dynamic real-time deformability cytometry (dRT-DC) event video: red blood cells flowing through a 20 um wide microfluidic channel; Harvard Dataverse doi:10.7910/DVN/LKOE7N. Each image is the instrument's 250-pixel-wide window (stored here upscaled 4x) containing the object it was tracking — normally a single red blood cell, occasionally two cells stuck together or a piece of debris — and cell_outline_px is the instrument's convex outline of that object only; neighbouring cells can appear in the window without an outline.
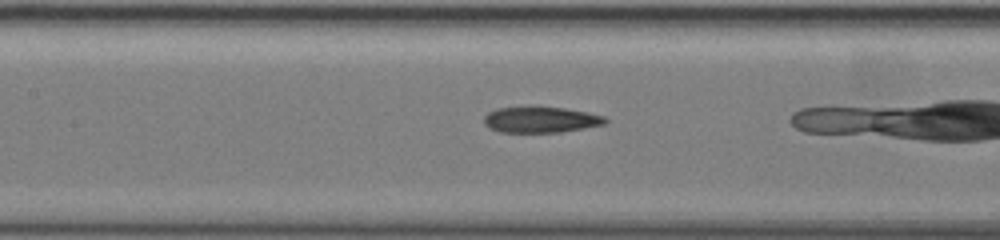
{"species": "common noctule bat (a hibernating species)", "species_latin": "Nyctalus noctula", "temperature_condition": "warm", "stored_images_in_passage": 25, "camera_frame_rate_fps": 3000, "um_per_image_px": 0.085, "animal": {"sex": "female", "body_mass_g": 19.5, "forearm_length_mm": 54.1}, "frame": {"image": 1, "passage_image": 4, "time_ms": 1.0, "image_size_px": [1000, 240], "cell_outline_px": [[608, 120], [604, 124], [584, 128], [560, 132], [500, 132], [488, 128], [484, 124], [484, 116], [488, 112], [496, 108], [564, 108], [588, 112], [604, 116]], "centroid_in_image_um": [45.95, 10.19], "position_along_channel_um": 161.5, "area_um2": 18.03}}
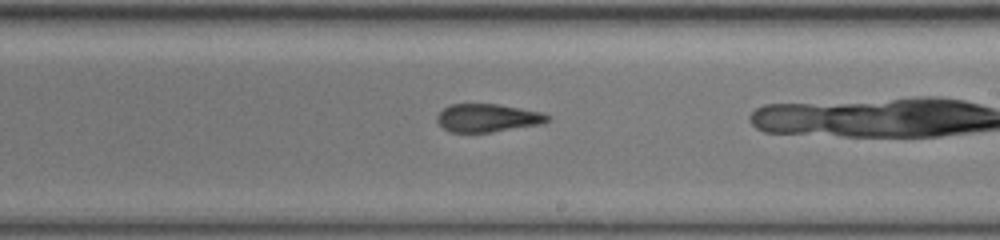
{"frame": {"image": 2, "passage_image": 11, "time_ms": 3.333, "image_size_px": [1000, 240], "cell_outline_px": [[552, 116], [548, 120], [540, 124], [492, 132], [448, 132], [436, 120], [436, 116], [448, 104], [500, 104], [544, 112]], "centroid_in_image_um": [41.46, 10.01], "position_along_channel_um": 247.5, "area_um2": 18.21}}
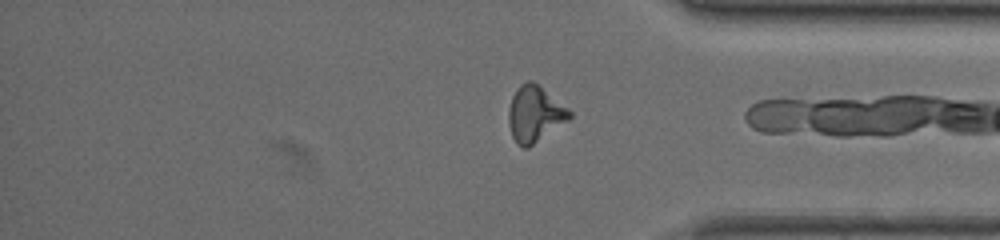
{"frame": {"image": 3, "passage_image": 23, "time_ms": 7.333, "image_size_px": [1000, 240], "cell_outline_px": [[572, 116], [568, 120], [528, 148], [524, 148], [516, 144], [512, 136], [508, 124], [508, 112], [512, 96], [520, 84], [528, 80], [532, 80], [568, 108], [572, 112]], "centroid_in_image_um": [45.44, 9.7], "position_along_channel_um": 389.8, "area_um2": 19.77}, "authors_computed_cell_mechanics": {"area_um2": 18.496, "velocity_mm_per_s": 3.702, "shape_relaxation_time_tau1_ms": 0.5599, "shape_relaxation_time_tau2_ms": 1.2256, "deformation_change_tau1": 0.2792, "deformation_change_tau2": 0.1133}}